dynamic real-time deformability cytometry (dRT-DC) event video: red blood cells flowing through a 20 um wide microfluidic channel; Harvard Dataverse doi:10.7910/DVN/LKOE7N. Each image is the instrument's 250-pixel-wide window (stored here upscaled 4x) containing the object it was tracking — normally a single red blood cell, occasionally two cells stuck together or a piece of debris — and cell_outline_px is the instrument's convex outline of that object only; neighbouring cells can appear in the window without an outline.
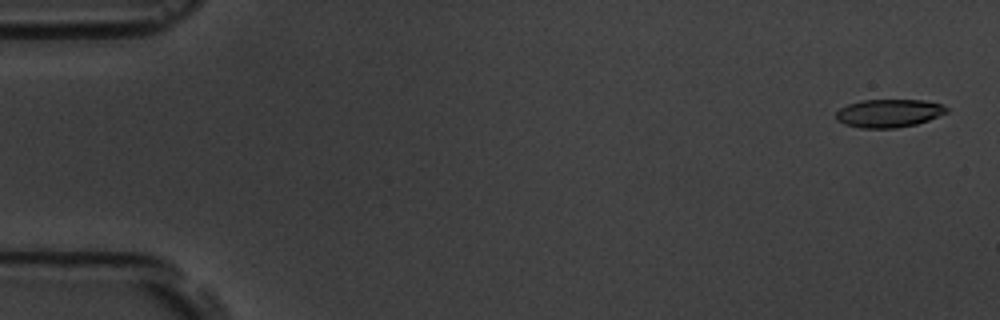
{"species": "common noctule bat (a hibernating species)", "species_latin": "Nyctalus noctula", "temperature_condition": "room temperature", "stored_images_in_passage": 13, "camera_frame_rate_fps": 3000, "um_per_image_px": 0.085, "animal": {"sex": "male", "body_mass_g": 19.5, "forearm_length_mm": 54.6}, "frame": {"image": 1, "passage_image": 1, "time_ms": 0.0, "image_size_px": [1000, 320], "cell_outline_px": [[948, 112], [928, 120], [916, 124], [896, 128], [860, 128], [844, 124], [836, 120], [836, 112], [840, 108], [848, 104], [860, 100], [924, 100], [940, 104], [948, 108]], "centroid_in_image_um": [75.52, 9.62], "position_along_channel_um": 9.5, "area_um2": 18.15}}
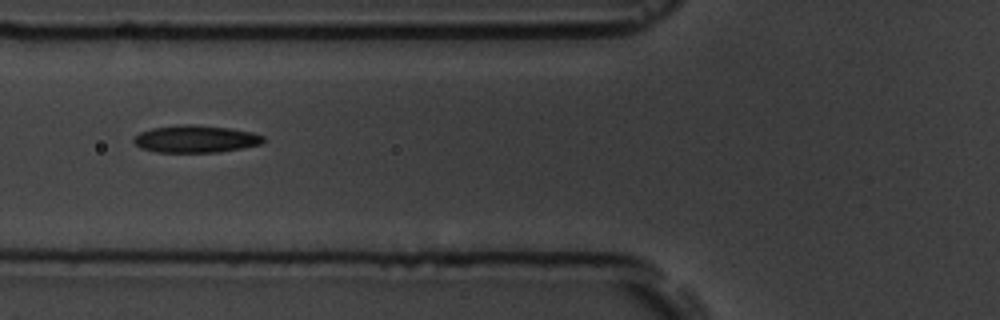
{"frame": {"image": 2, "passage_image": 6, "time_ms": 6.667, "image_size_px": [1000, 320], "cell_outline_px": [[264, 140], [260, 144], [220, 152], [156, 152], [140, 148], [132, 140], [140, 132], [152, 128], [184, 124], [192, 124], [228, 128], [252, 132], [264, 136]], "centroid_in_image_um": [16.61, 11.81], "position_along_channel_um": 109.2, "area_um2": 20.46}}
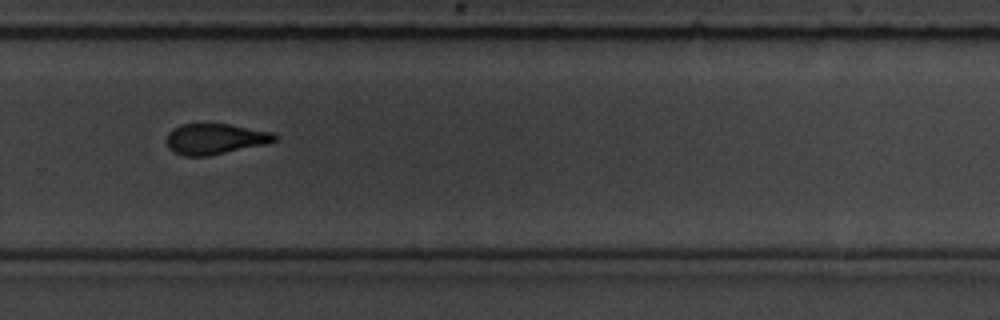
{"frame": {"image": 3, "passage_image": 11, "time_ms": 12.333, "image_size_px": [1000, 320], "cell_outline_px": [[276, 140], [268, 144], [208, 156], [184, 156], [172, 152], [168, 148], [168, 132], [180, 124], [228, 124], [272, 132], [276, 136]], "centroid_in_image_um": [18.28, 11.82], "position_along_channel_um": 311.5, "area_um2": 19.31}, "authors_computed_cell_mechanics": {"area_um2": 19.8254, "velocity_mm_per_s": 3.5778, "shape_relaxation_time_tau1_ms": 4.5356, "shape_relaxation_time_tau2_ms": 2.6494, "deformation_change_tau1": 0.1247, "deformation_change_tau2": 0.0972}}